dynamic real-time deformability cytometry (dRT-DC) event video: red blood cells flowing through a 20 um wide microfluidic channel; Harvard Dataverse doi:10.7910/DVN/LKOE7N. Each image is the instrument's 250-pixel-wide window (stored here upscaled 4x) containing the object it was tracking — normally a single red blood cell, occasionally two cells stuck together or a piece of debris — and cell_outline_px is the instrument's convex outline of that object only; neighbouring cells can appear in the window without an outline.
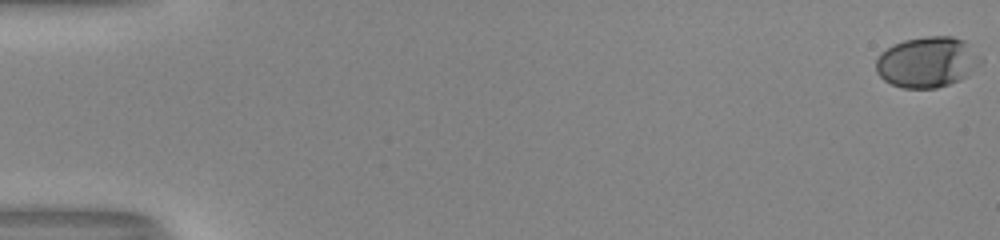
{"species": "human", "species_latin": "Homo sapiens", "temperature_condition": "room temperature", "stored_images_in_passage": 55, "camera_frame_rate_fps": 3000, "um_per_image_px": 0.085, "donor": {"sex": "male"}, "frame": {"image": 1, "passage_image": 1, "time_ms": 0.0, "image_size_px": [1000, 240], "cell_outline_px": [[984, 60], [968, 76], [960, 80], [936, 88], [904, 88], [892, 84], [884, 80], [876, 72], [876, 60], [880, 52], [892, 44], [904, 40], [928, 36], [952, 36], [964, 40]], "centroid_in_image_um": [78.81, 5.27], "position_along_channel_um": 6.2, "area_um2": 31.1}}
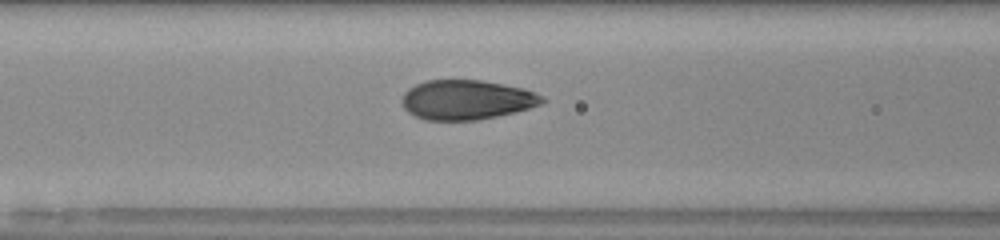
{"frame": {"image": 2, "passage_image": 25, "time_ms": 8.0, "image_size_px": [1000, 240], "cell_outline_px": [[548, 100], [540, 104], [528, 108], [496, 116], [476, 120], [424, 120], [408, 112], [404, 108], [400, 100], [404, 92], [408, 88], [416, 84], [428, 80], [480, 80], [524, 88], [536, 92], [544, 96]], "centroid_in_image_um": [39.65, 8.48], "position_along_channel_um": 127.0, "area_um2": 32.43}}
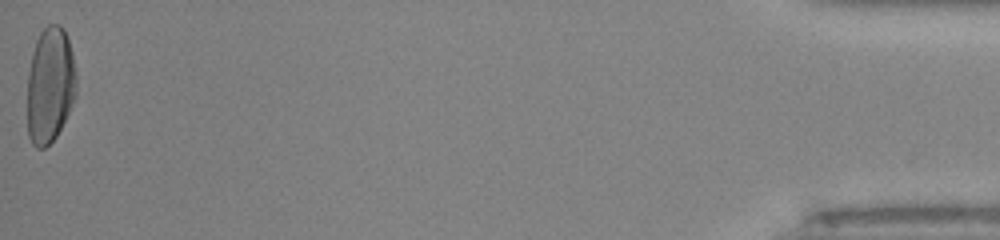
{"frame": {"image": 3, "passage_image": 55, "time_ms": 18.0, "image_size_px": [1000, 240], "cell_outline_px": [[76, 96], [56, 136], [44, 148], [36, 148], [32, 144], [28, 136], [28, 72], [32, 52], [36, 40], [40, 32], [48, 24], [60, 24], [64, 28], [72, 52], [76, 72]], "centroid_in_image_um": [4.25, 7.21], "position_along_channel_um": 430.9, "area_um2": 33.18}, "authors_computed_cell_mechanics": {"area_um2": 32.7148, "velocity_mm_per_s": 4.0157, "shape_relaxation_time_tau1_ms": 4.8181, "shape_relaxation_time_tau2_ms": null, "deformation_change_tau1": 0.2057, "deformation_change_tau2": null}}